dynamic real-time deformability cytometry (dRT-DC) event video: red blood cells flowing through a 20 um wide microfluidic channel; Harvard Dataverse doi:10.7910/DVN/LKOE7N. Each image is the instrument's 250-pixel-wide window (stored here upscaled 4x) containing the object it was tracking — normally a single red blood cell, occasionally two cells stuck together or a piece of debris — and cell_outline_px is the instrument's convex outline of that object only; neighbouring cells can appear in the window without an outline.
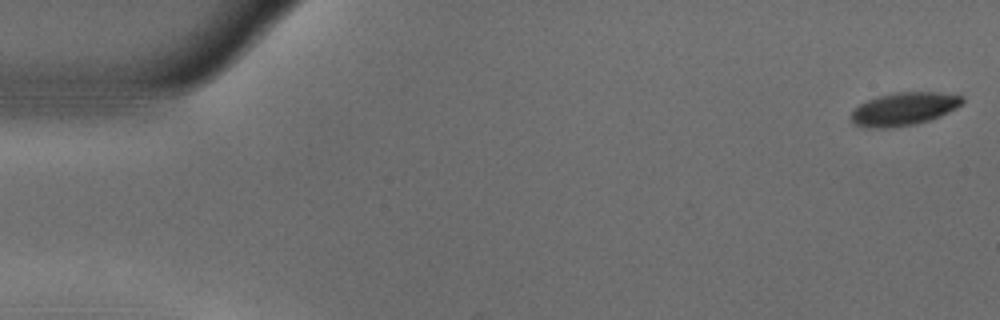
{"species": "common noctule bat (a hibernating species)", "species_latin": "Nyctalus noctula", "temperature_condition": "warm", "stored_images_in_passage": 55, "camera_frame_rate_fps": 3000, "um_per_image_px": 0.085, "animal": {"sex": "male", "body_mass_g": 18.8}, "frame": {"image": 1, "passage_image": 1, "time_ms": 0.0, "image_size_px": [1000, 320], "cell_outline_px": [[964, 100], [956, 108], [940, 116], [916, 124], [892, 128], [864, 128], [852, 124], [852, 112], [860, 104], [876, 96], [892, 92], [940, 92], [964, 96]], "centroid_in_image_um": [76.81, 9.26], "position_along_channel_um": 8.2, "area_um2": 21.56}}
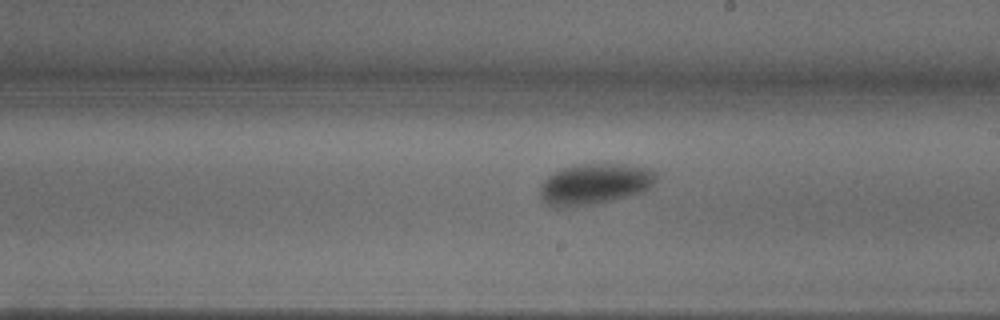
{"frame": {"image": 2, "passage_image": 31, "time_ms": 10.0, "image_size_px": [1000, 320], "cell_outline_px": [[656, 180], [644, 192], [592, 204], [556, 208], [552, 208], [540, 196], [540, 184], [552, 172], [572, 164], [628, 164], [652, 168], [656, 172]], "centroid_in_image_um": [50.54, 15.62], "position_along_channel_um": 238.5, "area_um2": 27.86}}
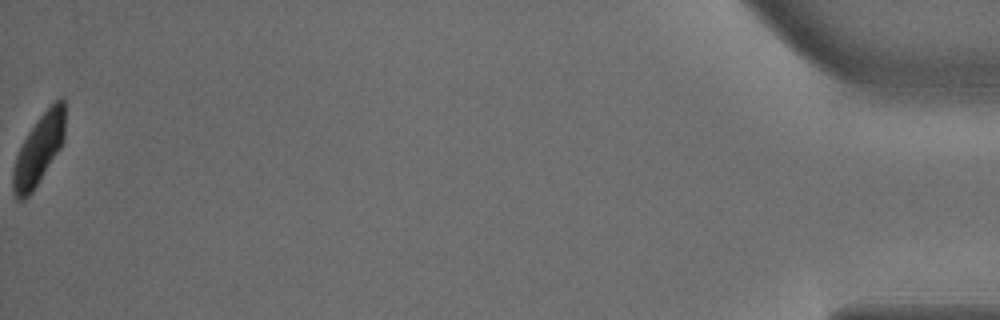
{"frame": {"image": 3, "passage_image": 55, "time_ms": 18.0, "image_size_px": [1000, 320], "cell_outline_px": [[64, 140], [60, 148], [32, 192], [24, 200], [16, 200], [12, 188], [12, 172], [16, 156], [28, 132], [40, 116], [60, 96], [64, 96]], "centroid_in_image_um": [3.28, 12.74], "position_along_channel_um": 431.9, "area_um2": 20.98}, "authors_computed_cell_mechanics": {"area_um2": 24.9118, "velocity_mm_per_s": 3.6684, "shape_relaxation_time_tau1_ms": 3.4511, "shape_relaxation_time_tau2_ms": 3.1216, "deformation_change_tau1": 0.1324, "deformation_change_tau2": 0.0532}}